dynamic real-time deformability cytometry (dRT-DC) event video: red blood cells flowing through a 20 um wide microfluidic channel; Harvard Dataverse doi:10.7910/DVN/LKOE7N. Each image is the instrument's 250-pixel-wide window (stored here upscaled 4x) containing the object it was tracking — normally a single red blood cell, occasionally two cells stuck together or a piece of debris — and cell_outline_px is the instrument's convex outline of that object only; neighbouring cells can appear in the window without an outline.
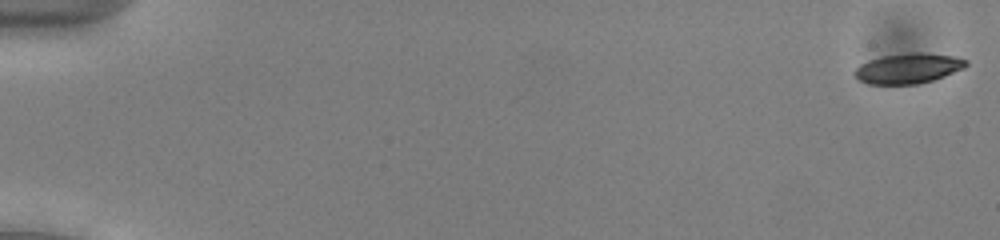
{"species": "common noctule bat (a hibernating species)", "species_latin": "Nyctalus noctula", "temperature_condition": "cold", "stored_images_in_passage": 53, "camera_frame_rate_fps": 3000, "um_per_image_px": 0.085, "animal": {"sex": "male", "body_mass_g": 13.0, "forearm_length_mm": 53.1}, "frame": {"image": 1, "passage_image": 1, "time_ms": 0.0, "image_size_px": [1000, 240], "cell_outline_px": [[968, 64], [964, 68], [944, 76], [920, 84], [868, 84], [860, 80], [852, 72], [860, 64], [868, 60], [884, 56], [912, 52], [920, 52], [956, 56], [968, 60]], "centroid_in_image_um": [77.21, 5.81], "position_along_channel_um": 7.8, "area_um2": 19.65}}
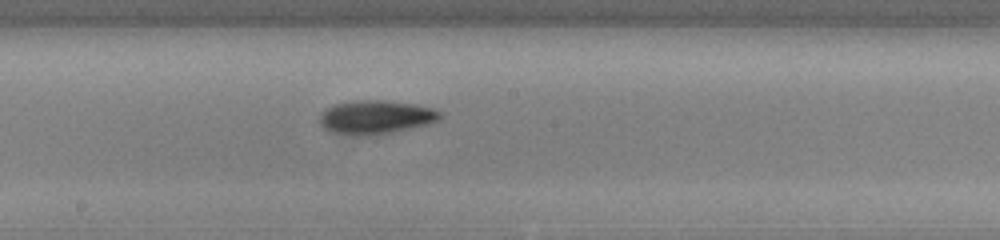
{"frame": {"image": 2, "passage_image": 30, "time_ms": 9.667, "image_size_px": [1000, 240], "cell_outline_px": [[440, 116], [436, 120], [428, 124], [392, 132], [368, 136], [360, 136], [328, 132], [320, 124], [320, 112], [324, 108], [336, 104], [364, 100], [384, 100], [416, 104], [432, 108], [440, 112]], "centroid_in_image_um": [31.88, 9.97], "position_along_channel_um": 216.3, "area_um2": 23.58}}
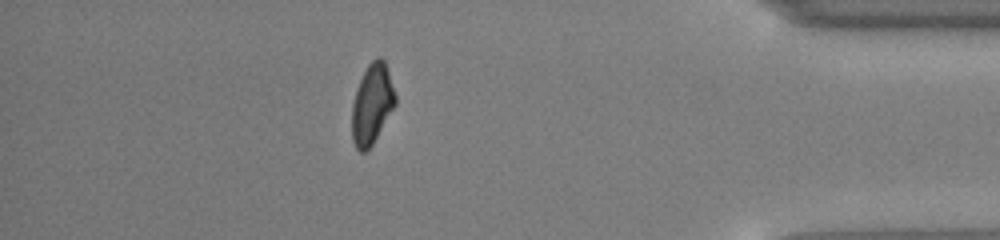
{"frame": {"image": 3, "passage_image": 47, "time_ms": 15.333, "image_size_px": [1000, 240], "cell_outline_px": [[396, 104], [372, 144], [364, 152], [360, 152], [356, 148], [352, 140], [352, 104], [356, 88], [368, 64], [376, 56], [380, 56], [384, 60], [396, 96]], "centroid_in_image_um": [31.61, 8.83], "position_along_channel_um": 403.6, "area_um2": 20.06}, "authors_computed_cell_mechanics": {"area_um2": 20.8658, "velocity_mm_per_s": 3.9529, "shape_relaxation_time_tau1_ms": 7.4412, "shape_relaxation_time_tau2_ms": null, "deformation_change_tau1": 0.212, "deformation_change_tau2": null}}